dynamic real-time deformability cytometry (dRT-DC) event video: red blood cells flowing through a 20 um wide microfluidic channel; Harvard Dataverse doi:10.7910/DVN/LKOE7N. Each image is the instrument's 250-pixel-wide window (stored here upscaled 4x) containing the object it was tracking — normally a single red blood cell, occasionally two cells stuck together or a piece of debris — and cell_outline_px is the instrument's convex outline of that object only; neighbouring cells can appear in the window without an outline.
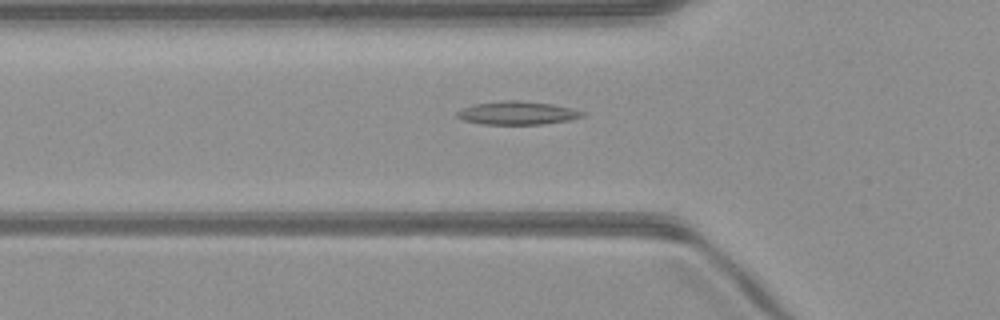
{"species": "common noctule bat (a hibernating species)", "species_latin": "Nyctalus noctula", "temperature_condition": "warm", "stored_images_in_passage": 51, "camera_frame_rate_fps": 3000, "um_per_image_px": 0.085, "animal": {"sex": "male", "body_mass_g": 23.1, "forearm_length_mm": 52.7}, "frame": {"image": 1, "passage_image": 17, "time_ms": 5.333, "image_size_px": [1000, 320], "cell_outline_px": [[584, 116], [568, 120], [544, 124], [484, 124], [464, 120], [456, 116], [456, 112], [464, 108], [476, 104], [500, 100], [520, 100], [552, 104], [572, 108], [584, 112]], "centroid_in_image_um": [43.99, 9.6], "position_along_channel_um": 81.8, "area_um2": 16.88}}
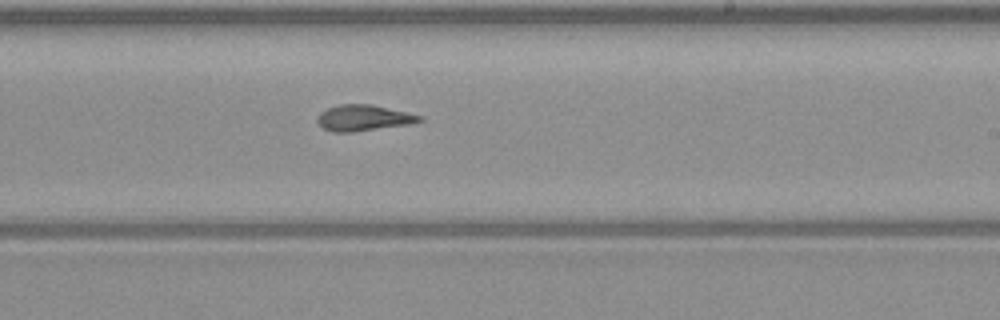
{"frame": {"image": 2, "passage_image": 30, "time_ms": 9.667, "image_size_px": [1000, 320], "cell_outline_px": [[424, 120], [416, 124], [352, 132], [332, 132], [324, 128], [316, 120], [320, 112], [328, 108], [340, 104], [372, 104], [408, 112], [424, 116]], "centroid_in_image_um": [30.99, 10.02], "position_along_channel_um": 258.0, "area_um2": 15.78}}
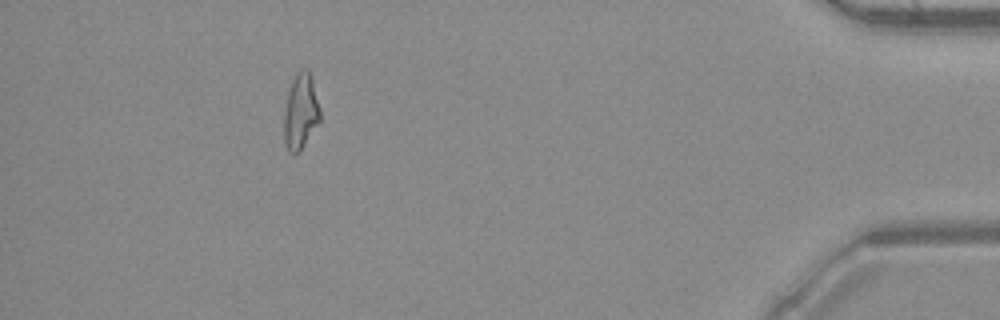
{"frame": {"image": 3, "passage_image": 46, "time_ms": 15.0, "image_size_px": [1000, 320], "cell_outline_px": [[320, 120], [300, 152], [296, 156], [292, 156], [288, 152], [284, 140], [284, 112], [288, 92], [292, 80], [296, 72], [300, 68], [308, 68], [312, 76], [320, 108]], "centroid_in_image_um": [25.55, 9.49], "position_along_channel_um": 409.6, "area_um2": 16.3}}